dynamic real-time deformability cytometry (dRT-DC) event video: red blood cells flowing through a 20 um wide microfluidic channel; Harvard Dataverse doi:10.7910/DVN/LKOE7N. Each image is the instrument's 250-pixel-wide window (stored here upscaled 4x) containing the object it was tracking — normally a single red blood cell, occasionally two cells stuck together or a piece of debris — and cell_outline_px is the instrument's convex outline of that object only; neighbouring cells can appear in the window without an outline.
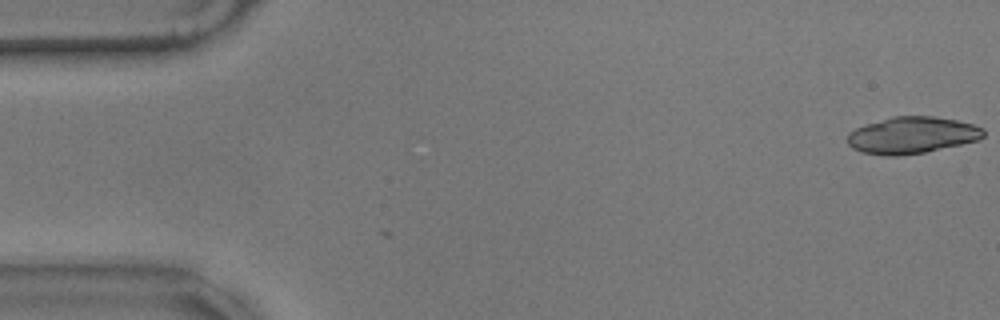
{"species": "common noctule bat (a hibernating species)", "species_latin": "Nyctalus noctula", "temperature_condition": "warm", "stored_images_in_passage": 2, "camera_frame_rate_fps": 3000, "um_per_image_px": 0.085, "animal": {"sex": "male", "body_mass_g": 17.9}, "frame": {"image": 1, "passage_image": 2, "time_ms": 0.333, "image_size_px": [1000, 320], "cell_outline_px": [[984, 136], [980, 140], [924, 152], [896, 156], [888, 156], [860, 152], [852, 148], [848, 144], [848, 132], [864, 124], [892, 116], [932, 116], [956, 120], [972, 124], [984, 128]], "centroid_in_image_um": [77.5, 11.49], "position_along_channel_um": 7.5, "area_um2": 29.19}}